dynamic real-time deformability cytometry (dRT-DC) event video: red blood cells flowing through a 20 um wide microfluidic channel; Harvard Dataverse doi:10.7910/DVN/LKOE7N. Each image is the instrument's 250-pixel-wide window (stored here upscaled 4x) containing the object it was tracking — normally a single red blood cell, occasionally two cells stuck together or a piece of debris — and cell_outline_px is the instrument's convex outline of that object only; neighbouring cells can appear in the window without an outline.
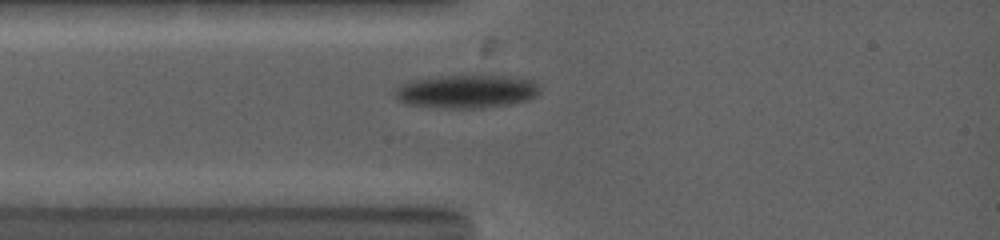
{"species": "common noctule bat (a hibernating species)", "species_latin": "Nyctalus noctula", "temperature_condition": "warm", "stored_images_in_passage": 21, "camera_frame_rate_fps": 5000, "um_per_image_px": 0.085, "animal": {"sex": "female", "body_mass_g": 19.0, "forearm_length_mm": 53.3}, "frame": {"image": 1, "passage_image": 1, "time_ms": 0.0, "image_size_px": [1000, 240], "cell_outline_px": [[540, 92], [536, 96], [528, 100], [508, 104], [480, 108], [452, 108], [408, 104], [396, 100], [392, 92], [396, 88], [408, 80], [472, 72], [480, 72], [532, 80], [540, 88]], "centroid_in_image_um": [39.64, 7.72], "position_along_channel_um": 45.4, "area_um2": 29.13}}
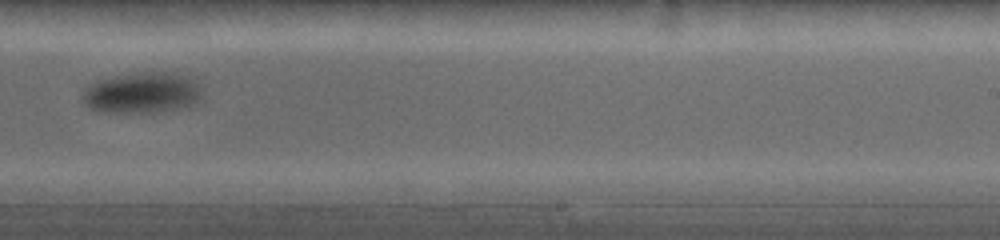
{"frame": {"image": 2, "passage_image": 12, "time_ms": 6.2, "image_size_px": [1000, 240], "cell_outline_px": [[200, 96], [196, 104], [184, 108], [160, 112], [104, 112], [92, 108], [84, 104], [80, 100], [80, 96], [84, 88], [100, 80], [116, 76], [136, 72], [164, 72], [184, 76], [192, 80], [196, 84]], "centroid_in_image_um": [12.02, 7.91], "position_along_channel_um": 277.0, "area_um2": 28.26}}
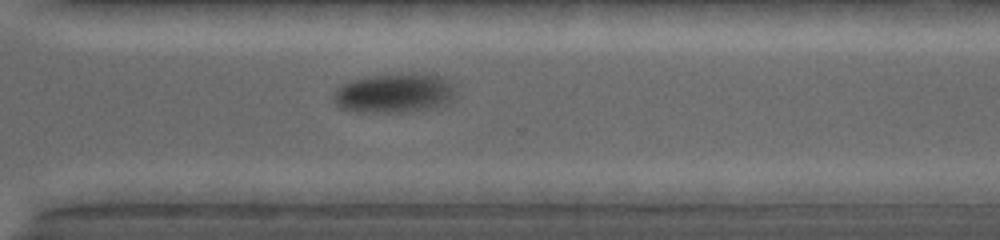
{"frame": {"image": 3, "passage_image": 15, "time_ms": 7.8, "image_size_px": [1000, 240], "cell_outline_px": [[452, 96], [448, 104], [436, 108], [392, 112], [356, 112], [344, 108], [336, 104], [332, 100], [332, 96], [336, 88], [352, 80], [392, 72], [420, 72], [444, 76], [452, 88]], "centroid_in_image_um": [33.5, 7.88], "position_along_channel_um": 337.1, "area_um2": 28.32}}